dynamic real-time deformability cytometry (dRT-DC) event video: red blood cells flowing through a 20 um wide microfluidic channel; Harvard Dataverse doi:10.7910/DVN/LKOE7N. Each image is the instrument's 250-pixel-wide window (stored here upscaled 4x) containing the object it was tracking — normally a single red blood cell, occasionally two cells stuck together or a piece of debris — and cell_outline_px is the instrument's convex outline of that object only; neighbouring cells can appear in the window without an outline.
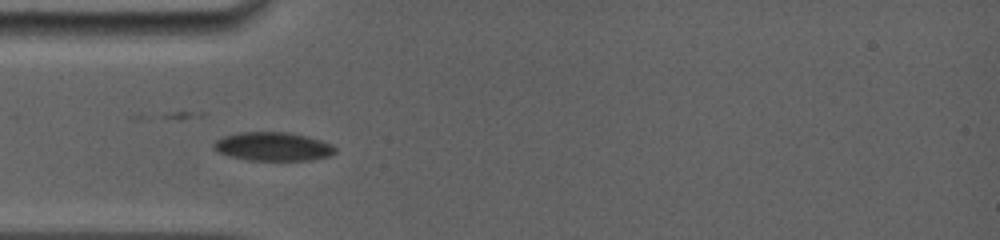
{"species": "common noctule bat (a hibernating species)", "species_latin": "Nyctalus noctula", "temperature_condition": "room temperature", "stored_images_in_passage": 51, "camera_frame_rate_fps": 5000, "um_per_image_px": 0.085, "animal": {"sex": "female", "body_mass_g": 19.0, "forearm_length_mm": 56.7}, "frame": {"image": 1, "passage_image": 1, "time_ms": 0.0, "image_size_px": [1000, 240], "cell_outline_px": [[336, 152], [328, 156], [308, 160], [248, 160], [232, 156], [220, 152], [212, 148], [212, 144], [216, 140], [224, 136], [240, 132], [288, 132], [308, 136], [332, 144], [336, 148]], "centroid_in_image_um": [23.21, 12.44], "position_along_channel_um": 61.8, "area_um2": 20.17}}
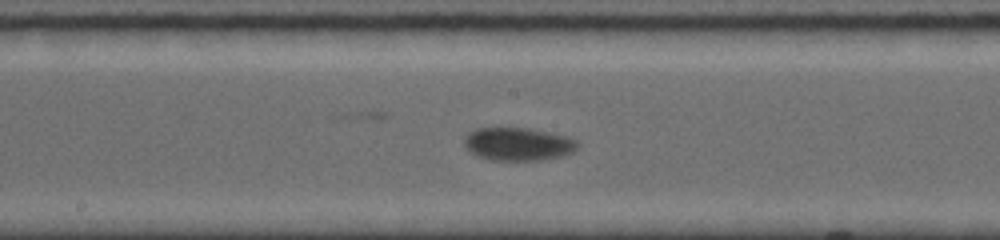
{"frame": {"image": 2, "passage_image": 24, "time_ms": 3.8, "image_size_px": [1000, 240], "cell_outline_px": [[580, 144], [572, 152], [564, 156], [544, 160], [492, 160], [476, 156], [468, 152], [464, 144], [464, 136], [468, 132], [476, 128], [532, 128], [568, 136], [576, 140]], "centroid_in_image_um": [44.03, 12.24], "position_along_channel_um": 204.2, "area_um2": 22.25}}
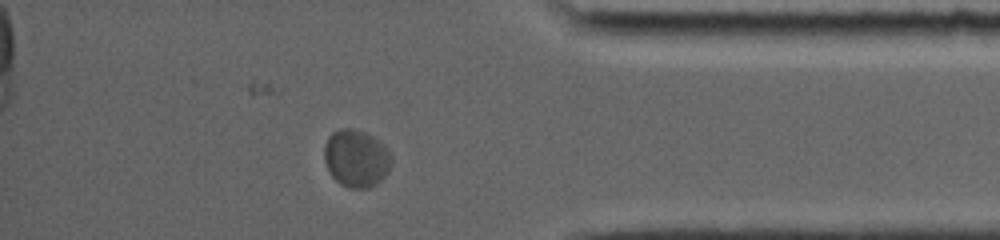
{"frame": {"image": 3, "passage_image": 45, "time_ms": 9.4, "image_size_px": [1000, 240], "cell_outline_px": [[392, 164], [388, 172], [376, 184], [368, 188], [348, 188], [340, 184], [332, 176], [324, 160], [324, 144], [328, 136], [332, 132], [340, 128], [352, 128], [368, 132], [380, 140], [384, 144], [392, 156]], "centroid_in_image_um": [30.29, 13.43], "position_along_channel_um": 404.9, "area_um2": 22.95}, "authors_computed_cell_mechanics": {"area_um2": 21.6172, "velocity_mm_per_s": 3.7628, "shape_relaxation_time_tau1_ms": 3.7419, "shape_relaxation_time_tau2_ms": null, "deformation_change_tau1": 0.0708, "deformation_change_tau2": null}}